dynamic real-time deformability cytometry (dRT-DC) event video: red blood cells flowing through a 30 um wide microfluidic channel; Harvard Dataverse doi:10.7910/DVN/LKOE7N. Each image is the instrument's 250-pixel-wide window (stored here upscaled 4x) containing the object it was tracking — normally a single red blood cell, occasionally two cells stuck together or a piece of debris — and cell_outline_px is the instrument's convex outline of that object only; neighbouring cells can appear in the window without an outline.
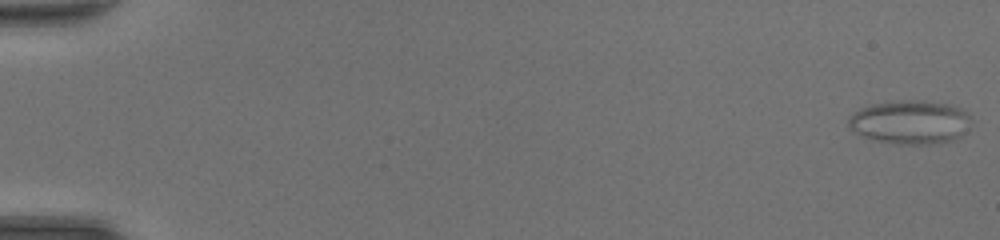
{"species": "common noctule bat (a hibernating species)", "species_latin": "Nyctalus noctula", "temperature_condition": "room temperature", "stored_images_in_passage": 49, "camera_frame_rate_fps": 3000, "um_per_image_px": 0.085, "animal": {"sex": "female", "body_mass_g": 20.0, "forearm_length_mm": 54.0}, "frame": {"image": 1, "passage_image": 1, "time_ms": 0.0, "image_size_px": [1000, 240], "cell_outline_px": [[972, 120], [968, 128], [960, 136], [952, 140], [928, 144], [892, 144], [872, 140], [848, 128], [848, 116], [860, 108], [872, 104], [900, 100], [924, 100], [948, 104], [960, 108], [968, 112]], "centroid_in_image_um": [77.35, 10.37], "position_along_channel_um": 7.6, "area_um2": 31.56}}
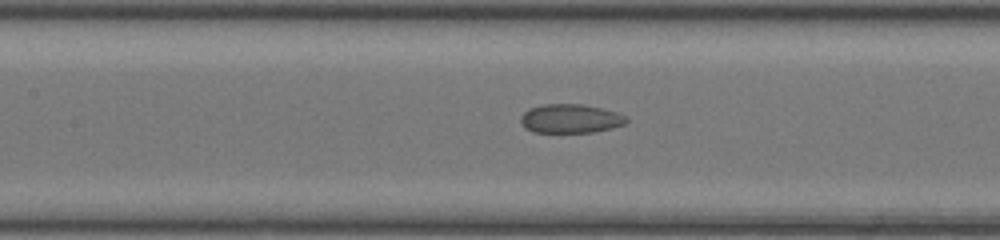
{"frame": {"image": 2, "passage_image": 24, "time_ms": 7.667, "image_size_px": [1000, 240], "cell_outline_px": [[628, 120], [624, 124], [612, 128], [592, 132], [532, 132], [524, 128], [520, 120], [520, 116], [528, 108], [544, 104], [584, 104], [616, 112], [624, 116]], "centroid_in_image_um": [48.44, 10.08], "position_along_channel_um": 159.0, "area_um2": 17.8}}
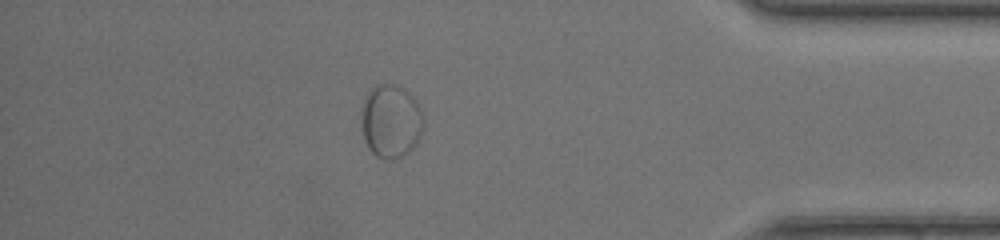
{"frame": {"image": 3, "passage_image": 43, "time_ms": 14.0, "image_size_px": [1000, 240], "cell_outline_px": [[424, 124], [420, 136], [416, 144], [408, 152], [400, 156], [388, 160], [376, 156], [368, 148], [364, 140], [364, 100], [368, 92], [376, 84], [396, 84], [404, 88], [416, 100], [424, 116]], "centroid_in_image_um": [33.27, 10.29], "position_along_channel_um": 401.9, "area_um2": 26.24}}